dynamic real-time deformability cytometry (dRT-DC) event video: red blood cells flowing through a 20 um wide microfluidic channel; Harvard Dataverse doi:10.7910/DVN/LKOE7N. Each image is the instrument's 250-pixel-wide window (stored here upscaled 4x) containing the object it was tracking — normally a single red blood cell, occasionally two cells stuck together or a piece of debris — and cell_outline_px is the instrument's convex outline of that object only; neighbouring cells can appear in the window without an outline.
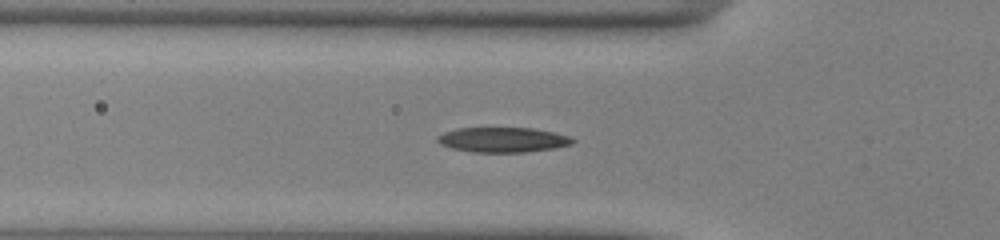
{"species": "common noctule bat (a hibernating species)", "species_latin": "Nyctalus noctula", "temperature_condition": "warm", "stored_images_in_passage": 40, "camera_frame_rate_fps": 3000, "um_per_image_px": 0.085, "animal": {"sex": "male", "body_mass_g": 13.0, "forearm_length_mm": 53.1}, "frame": {"image": 1, "passage_image": 6, "time_ms": 1.667, "image_size_px": [1000, 240], "cell_outline_px": [[576, 140], [572, 144], [556, 148], [528, 152], [472, 152], [452, 148], [440, 144], [436, 140], [436, 136], [444, 132], [456, 128], [532, 128], [572, 136]], "centroid_in_image_um": [42.75, 11.88], "position_along_channel_um": 83.0, "area_um2": 19.83}}
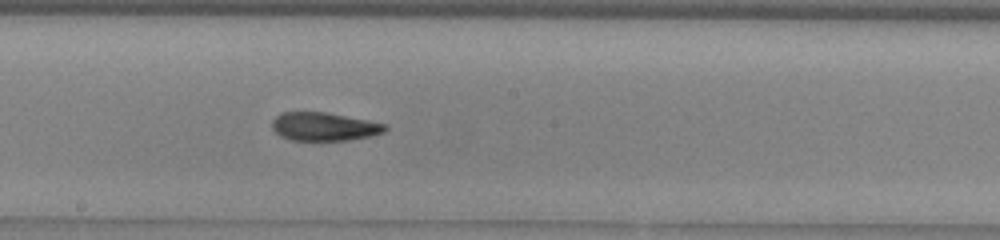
{"frame": {"image": 2, "passage_image": 16, "time_ms": 5.0, "image_size_px": [1000, 240], "cell_outline_px": [[388, 128], [384, 132], [372, 136], [348, 140], [292, 140], [280, 136], [272, 128], [272, 120], [280, 112], [324, 112], [368, 120], [388, 124]], "centroid_in_image_um": [27.56, 10.76], "position_along_channel_um": 220.6, "area_um2": 18.73}}
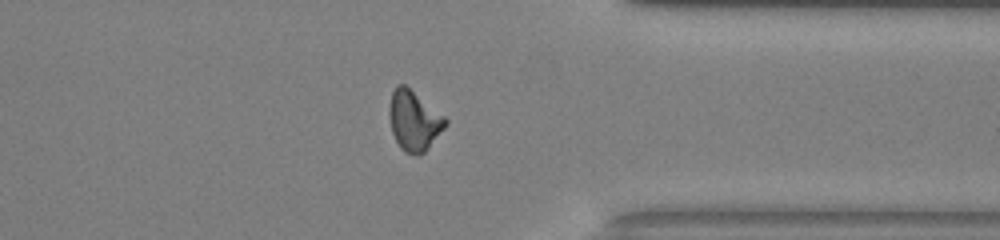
{"frame": {"image": 3, "passage_image": 28, "time_ms": 9.0, "image_size_px": [1000, 240], "cell_outline_px": [[448, 124], [424, 152], [420, 156], [412, 156], [404, 152], [400, 148], [392, 132], [388, 116], [388, 108], [392, 92], [396, 84], [404, 84], [444, 116], [448, 120]], "centroid_in_image_um": [35.16, 10.28], "position_along_channel_um": 376.2, "area_um2": 19.71}, "authors_computed_cell_mechanics": {"area_um2": 19.1896, "velocity_mm_per_s": 4.1214, "shape_relaxation_time_tau1_ms": 9.8885, "shape_relaxation_time_tau2_ms": 2.1068, "deformation_change_tau1": 0.2626, "deformation_change_tau2": 0.0934}}